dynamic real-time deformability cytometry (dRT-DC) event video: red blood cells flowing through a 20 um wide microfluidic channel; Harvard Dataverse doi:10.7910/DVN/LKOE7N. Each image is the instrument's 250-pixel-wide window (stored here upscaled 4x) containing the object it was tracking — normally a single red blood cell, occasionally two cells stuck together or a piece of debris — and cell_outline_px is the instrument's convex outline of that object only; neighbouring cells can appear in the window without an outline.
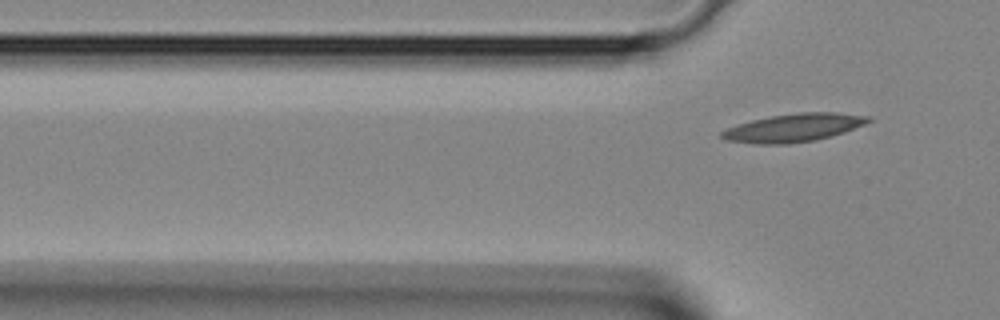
{"species": "Egyptian fruit bat (a non-hibernating species)", "species_latin": "Rousettus aegyptiacus", "temperature_condition": "room temperature", "stored_images_in_passage": 4, "camera_frame_rate_fps": 3000, "um_per_image_px": 0.085, "animal": {"sex": "female"}, "frame": {"image": 1, "passage_image": 4, "time_ms": 1.0, "image_size_px": [1000, 320], "cell_outline_px": [[872, 120], [864, 124], [844, 132], [816, 140], [788, 144], [756, 144], [724, 140], [720, 136], [720, 132], [728, 128], [752, 120], [772, 116], [800, 112], [836, 112], [872, 116]], "centroid_in_image_um": [67.48, 10.86], "position_along_channel_um": 58.3, "area_um2": 23.99}}